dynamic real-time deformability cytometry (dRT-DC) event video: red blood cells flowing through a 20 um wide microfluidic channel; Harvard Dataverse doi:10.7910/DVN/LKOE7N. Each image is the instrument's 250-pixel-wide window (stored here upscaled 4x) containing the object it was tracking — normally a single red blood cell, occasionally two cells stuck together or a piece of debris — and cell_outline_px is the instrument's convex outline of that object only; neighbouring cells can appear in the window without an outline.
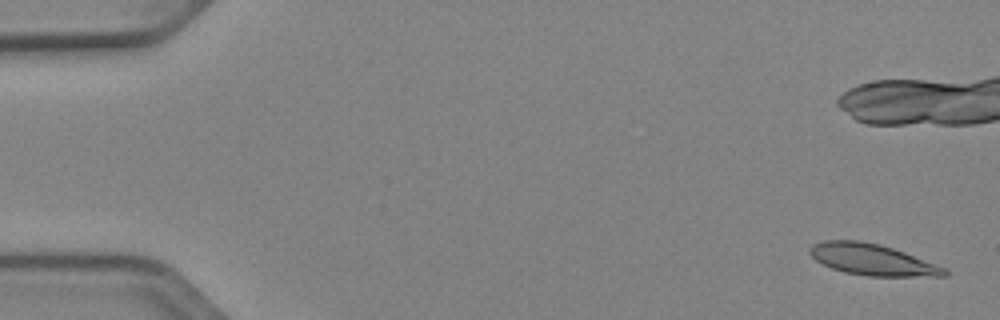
{"species": "Egyptian fruit bat (a non-hibernating species)", "species_latin": "Rousettus aegyptiacus", "temperature_condition": "cold", "stored_images_in_passage": 21, "camera_frame_rate_fps": 3000, "um_per_image_px": 0.085, "animal": {"sex": "female"}, "frame": {"image": 1, "passage_image": 2, "time_ms": 0.333, "image_size_px": [1000, 320], "cell_outline_px": [[948, 276], [868, 276], [844, 272], [832, 268], [816, 260], [808, 252], [808, 248], [812, 244], [824, 240], [856, 240], [880, 244], [904, 252], [948, 268]], "centroid_in_image_um": [74.15, 22.06], "position_along_channel_um": 10.8, "area_um2": 24.57}}